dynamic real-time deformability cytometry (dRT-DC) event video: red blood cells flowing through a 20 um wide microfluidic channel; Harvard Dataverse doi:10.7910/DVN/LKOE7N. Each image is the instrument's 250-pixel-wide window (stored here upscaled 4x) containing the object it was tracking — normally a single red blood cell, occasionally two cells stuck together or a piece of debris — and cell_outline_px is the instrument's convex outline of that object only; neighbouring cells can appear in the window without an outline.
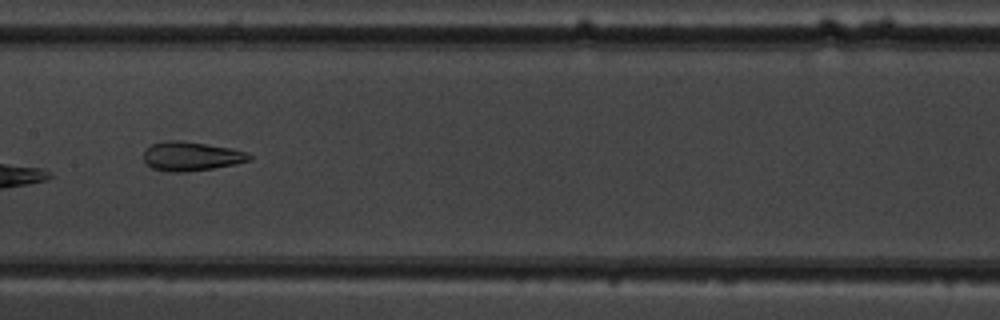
{"species": "common noctule bat (a hibernating species)", "species_latin": "Nyctalus noctula", "temperature_condition": "warm", "stored_images_in_passage": 9, "camera_frame_rate_fps": 3000, "um_per_image_px": 0.085, "animal": {"sex": "male", "body_mass_g": 19.5, "forearm_length_mm": 54.6}, "frame": {"image": 1, "passage_image": 7, "time_ms": 7.0, "image_size_px": [1000, 320], "cell_outline_px": [[252, 160], [236, 164], [188, 172], [168, 172], [152, 168], [144, 160], [144, 152], [152, 144], [168, 140], [180, 140], [232, 148], [248, 152], [252, 156]], "centroid_in_image_um": [16.29, 13.28], "position_along_channel_um": 191.1, "area_um2": 17.98}}
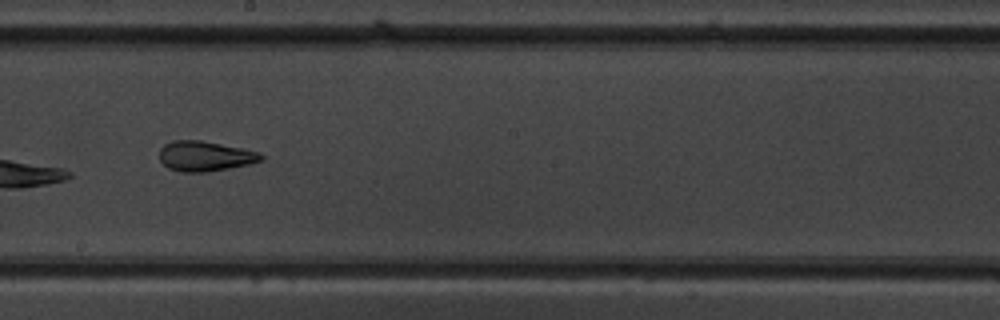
{"frame": {"image": 2, "passage_image": 8, "time_ms": 8.0, "image_size_px": [1000, 320], "cell_outline_px": [[264, 160], [252, 164], [208, 172], [180, 172], [168, 168], [160, 160], [160, 148], [164, 144], [172, 140], [200, 140], [260, 152], [264, 156]], "centroid_in_image_um": [17.44, 13.28], "position_along_channel_um": 230.8, "area_um2": 17.98}}
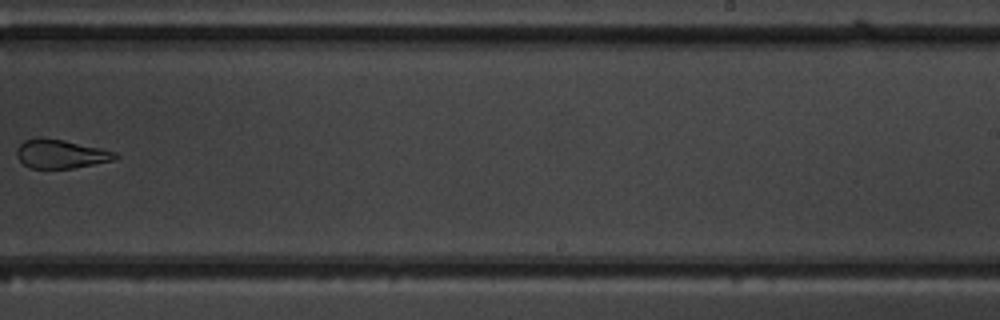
{"frame": {"image": 3, "passage_image": 9, "time_ms": 9.333, "image_size_px": [1000, 320], "cell_outline_px": [[120, 156], [116, 160], [72, 168], [28, 168], [16, 156], [16, 148], [24, 140], [64, 140], [100, 148], [116, 152]], "centroid_in_image_um": [5.21, 13.12], "position_along_channel_um": 283.8, "area_um2": 16.13}}